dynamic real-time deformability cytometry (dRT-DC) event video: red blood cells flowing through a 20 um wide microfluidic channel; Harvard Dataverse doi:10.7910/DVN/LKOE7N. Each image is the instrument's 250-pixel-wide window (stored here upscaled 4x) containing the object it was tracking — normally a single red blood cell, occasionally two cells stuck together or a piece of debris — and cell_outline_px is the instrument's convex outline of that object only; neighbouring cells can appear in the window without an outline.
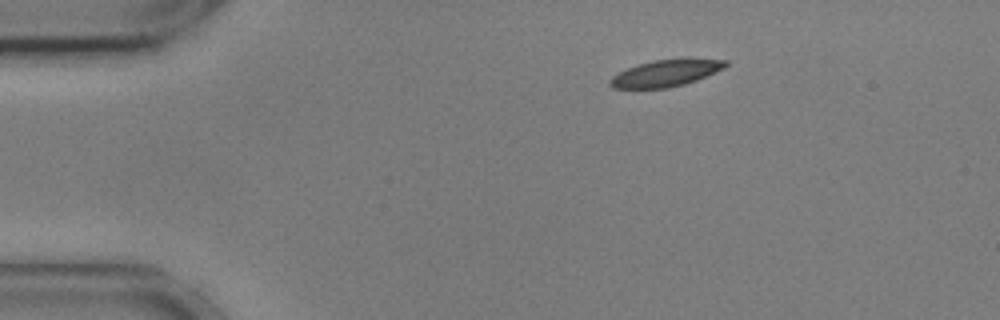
{"species": "common noctule bat (a hibernating species)", "species_latin": "Nyctalus noctula", "temperature_condition": "cold", "stored_images_in_passage": 47, "camera_frame_rate_fps": 3000, "um_per_image_px": 0.085, "animal": {"sex": "male", "body_mass_g": 17.9, "forearm_length_mm": 54.2}, "frame": {"image": 1, "passage_image": 1, "time_ms": 0.0, "image_size_px": [1000, 320], "cell_outline_px": [[728, 64], [724, 68], [696, 80], [684, 84], [668, 88], [612, 88], [608, 84], [608, 80], [612, 76], [628, 68], [652, 60], [684, 56], [728, 60]], "centroid_in_image_um": [56.64, 6.17], "position_along_channel_um": 28.4, "area_um2": 18.5}}
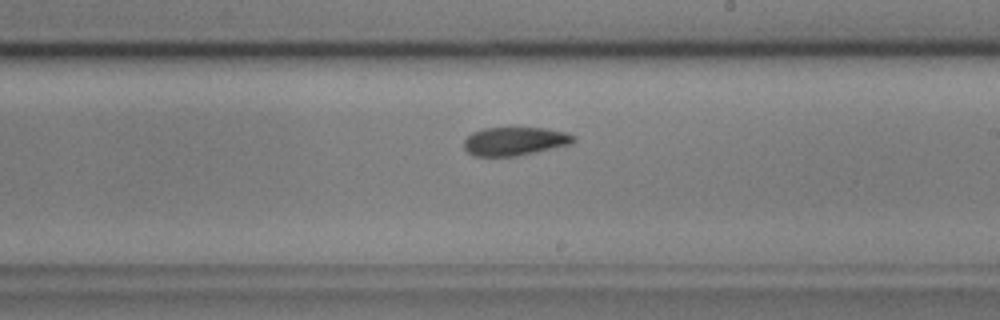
{"frame": {"image": 2, "passage_image": 24, "time_ms": 7.667, "image_size_px": [1000, 320], "cell_outline_px": [[576, 140], [572, 144], [536, 152], [516, 156], [472, 156], [464, 148], [464, 140], [472, 132], [484, 128], [544, 128], [568, 132], [576, 136]], "centroid_in_image_um": [43.79, 12.0], "position_along_channel_um": 245.2, "area_um2": 18.32}}
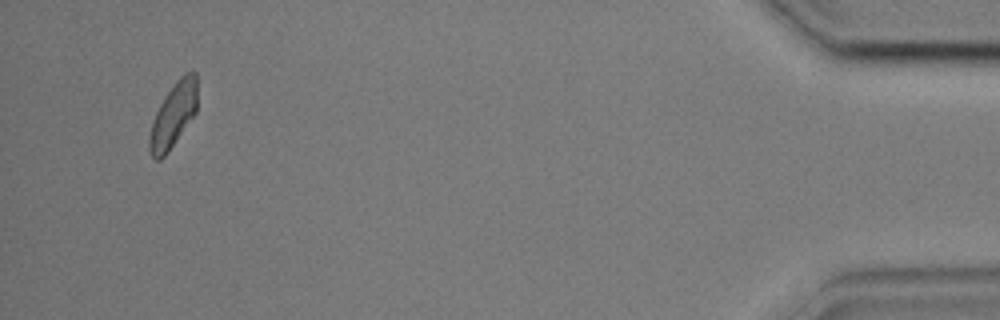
{"frame": {"image": 3, "passage_image": 45, "time_ms": 14.667, "image_size_px": [1000, 320], "cell_outline_px": [[196, 112], [168, 152], [160, 160], [156, 160], [152, 156], [148, 148], [148, 140], [152, 124], [156, 112], [160, 104], [176, 80], [184, 72], [196, 72]], "centroid_in_image_um": [14.72, 9.79], "position_along_channel_um": 420.5, "area_um2": 17.69}, "authors_computed_cell_mechanics": {"area_um2": 18.496, "velocity_mm_per_s": 3.5709, "shape_relaxation_time_tau1_ms": 7.6524, "shape_relaxation_time_tau2_ms": 2.4989, "deformation_change_tau1": 0.1558, "deformation_change_tau2": 0.0735}}